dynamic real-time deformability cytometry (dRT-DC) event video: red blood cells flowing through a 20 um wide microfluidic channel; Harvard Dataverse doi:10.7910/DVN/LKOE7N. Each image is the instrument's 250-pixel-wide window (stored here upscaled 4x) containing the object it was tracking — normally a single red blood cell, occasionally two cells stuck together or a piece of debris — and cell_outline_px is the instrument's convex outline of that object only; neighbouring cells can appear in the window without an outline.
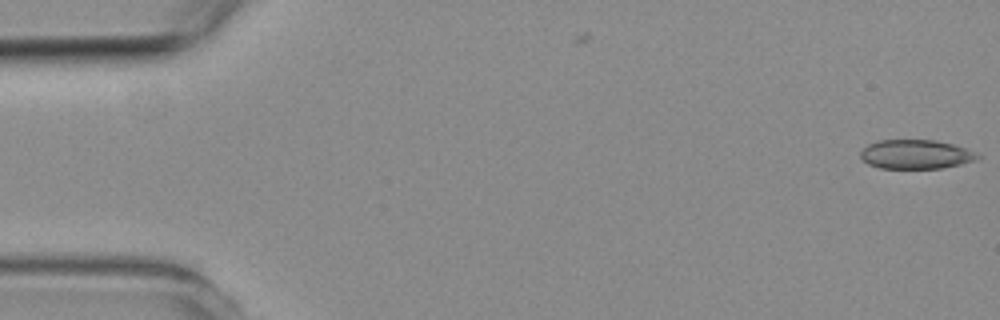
{"species": "common noctule bat (a hibernating species)", "species_latin": "Nyctalus noctula", "temperature_condition": "room temperature", "stored_images_in_passage": 5, "camera_frame_rate_fps": 3000, "um_per_image_px": 0.085, "animal": {"sex": "female", "body_mass_g": 19.3, "forearm_length_mm": 54.1}, "frame": {"image": 1, "passage_image": 1, "time_ms": 0.0, "image_size_px": [1000, 320], "cell_outline_px": [[980, 160], [940, 168], [880, 168], [868, 164], [860, 156], [860, 152], [868, 144], [876, 140], [936, 140], [952, 144], [964, 148], [980, 156]], "centroid_in_image_um": [77.83, 13.11], "position_along_channel_um": 7.2, "area_um2": 19.77}}